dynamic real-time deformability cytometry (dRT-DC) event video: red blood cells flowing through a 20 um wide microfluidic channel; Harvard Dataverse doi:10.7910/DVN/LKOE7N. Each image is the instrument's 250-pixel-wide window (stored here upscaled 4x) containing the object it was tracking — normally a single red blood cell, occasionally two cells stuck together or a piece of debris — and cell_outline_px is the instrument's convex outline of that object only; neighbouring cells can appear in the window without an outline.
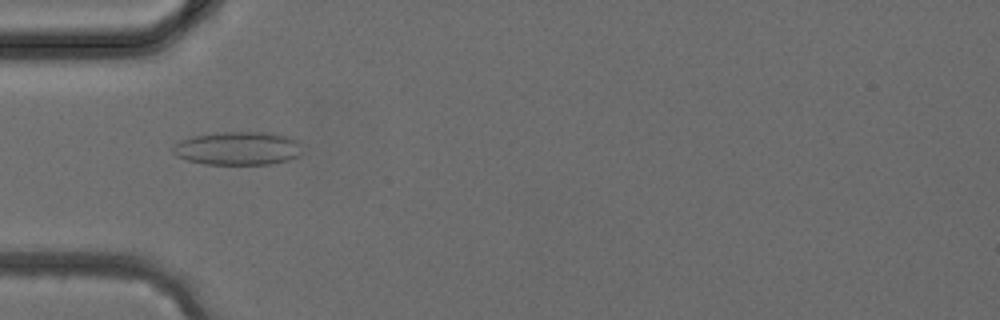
{"species": "common noctule bat (a hibernating species)", "species_latin": "Nyctalus noctula", "temperature_condition": "cold", "stored_images_in_passage": 31, "camera_frame_rate_fps": 3000, "um_per_image_px": 0.085, "animal": {"sex": "female", "body_mass_g": 24.6, "forearm_length_mm": 56.2}, "frame": {"image": 1, "passage_image": 5, "time_ms": 1.333, "image_size_px": [1000, 320], "cell_outline_px": [[300, 156], [288, 160], [268, 164], [204, 164], [188, 160], [176, 156], [172, 152], [172, 148], [180, 140], [192, 136], [220, 132], [272, 132], [288, 136], [300, 140]], "centroid_in_image_um": [20.24, 12.6], "position_along_channel_um": 64.8, "area_um2": 25.37}}
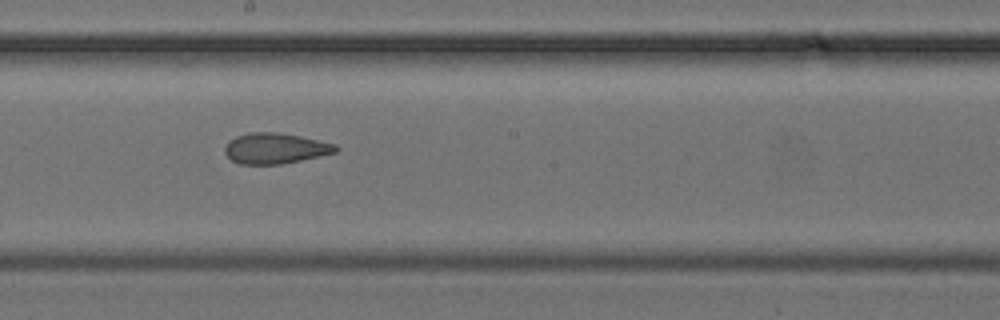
{"frame": {"image": 2, "passage_image": 14, "time_ms": 4.333, "image_size_px": [1000, 320], "cell_outline_px": [[340, 148], [336, 152], [320, 156], [280, 164], [240, 164], [232, 160], [224, 152], [224, 148], [228, 140], [236, 136], [248, 132], [276, 132], [300, 136], [336, 144]], "centroid_in_image_um": [23.38, 12.6], "position_along_channel_um": 224.8, "area_um2": 19.83}}
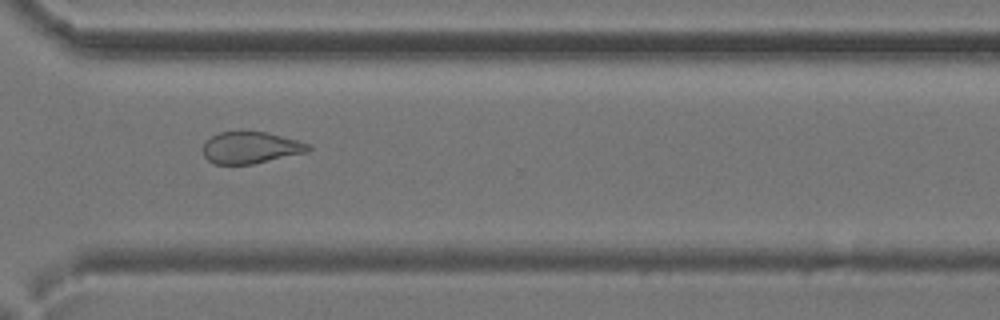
{"frame": {"image": 3, "passage_image": 21, "time_ms": 6.667, "image_size_px": [1000, 320], "cell_outline_px": [[312, 148], [308, 152], [252, 164], [216, 164], [208, 160], [204, 156], [200, 148], [212, 136], [220, 132], [240, 128], [268, 132], [312, 144]], "centroid_in_image_um": [21.3, 12.5], "position_along_channel_um": 349.3, "area_um2": 20.23}}